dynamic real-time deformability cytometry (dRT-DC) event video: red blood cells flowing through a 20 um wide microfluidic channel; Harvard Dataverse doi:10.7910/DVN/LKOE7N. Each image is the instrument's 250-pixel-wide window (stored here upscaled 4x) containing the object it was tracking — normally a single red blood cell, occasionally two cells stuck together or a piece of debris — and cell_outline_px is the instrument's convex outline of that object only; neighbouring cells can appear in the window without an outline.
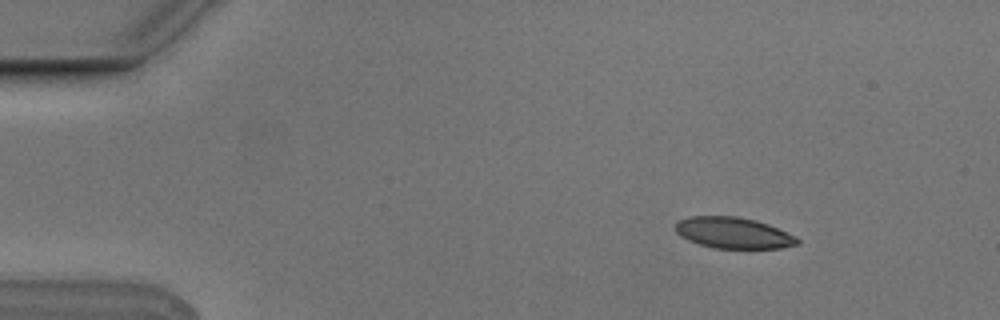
{"species": "Egyptian fruit bat (a non-hibernating species)", "species_latin": "Rousettus aegyptiacus", "temperature_condition": "cold", "stored_images_in_passage": 4, "camera_frame_rate_fps": 3000, "um_per_image_px": 0.085, "animal": {"sex": "male"}, "frame": {"image": 1, "passage_image": 2, "time_ms": 0.333, "image_size_px": [1000, 320], "cell_outline_px": [[800, 244], [780, 248], [712, 248], [688, 240], [680, 236], [676, 232], [676, 220], [688, 216], [736, 216], [756, 220], [768, 224], [796, 236], [800, 240]], "centroid_in_image_um": [62.33, 19.79], "position_along_channel_um": 22.7, "area_um2": 22.25}}